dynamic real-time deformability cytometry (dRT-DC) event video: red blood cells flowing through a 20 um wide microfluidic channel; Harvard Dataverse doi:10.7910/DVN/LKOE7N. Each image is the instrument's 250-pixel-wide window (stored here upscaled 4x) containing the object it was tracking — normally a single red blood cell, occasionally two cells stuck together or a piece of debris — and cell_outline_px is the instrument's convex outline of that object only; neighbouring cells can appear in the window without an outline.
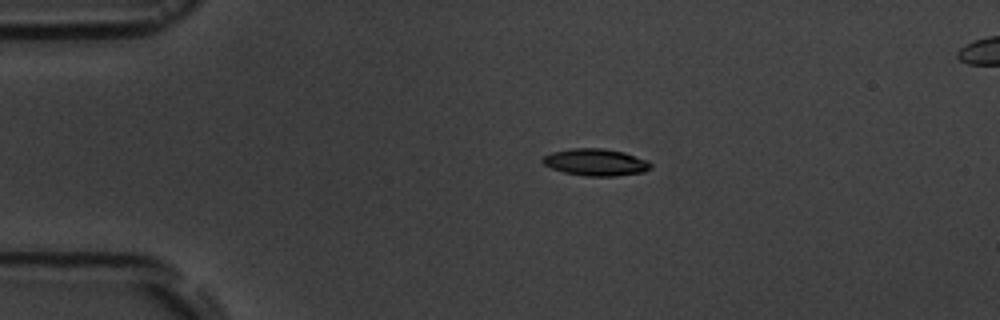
{"species": "common noctule bat (a hibernating species)", "species_latin": "Nyctalus noctula", "temperature_condition": "room temperature", "stored_images_in_passage": 9, "camera_frame_rate_fps": 3000, "um_per_image_px": 0.085, "animal": {"sex": "male", "body_mass_g": 19.5, "forearm_length_mm": 54.6}, "frame": {"image": 1, "passage_image": 2, "time_ms": 1.333, "image_size_px": [1000, 320], "cell_outline_px": [[652, 168], [644, 172], [616, 176], [584, 176], [564, 172], [552, 168], [544, 164], [540, 160], [544, 156], [552, 152], [572, 148], [604, 148], [624, 152], [648, 160], [652, 164]], "centroid_in_image_um": [50.66, 13.79], "position_along_channel_um": 34.3, "area_um2": 17.11}}
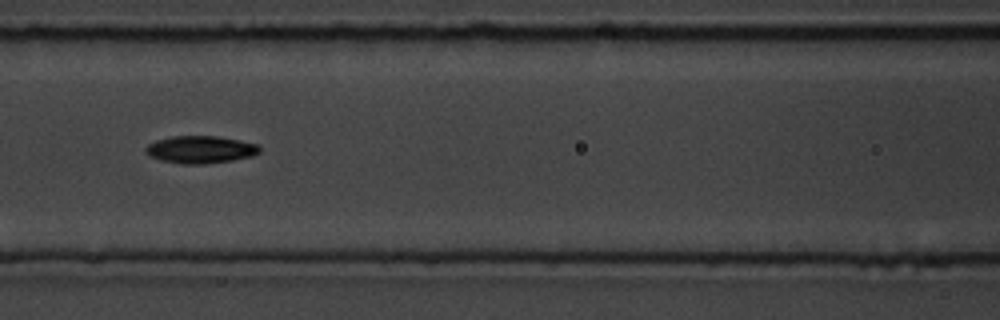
{"frame": {"image": 2, "passage_image": 6, "time_ms": 5.667, "image_size_px": [1000, 320], "cell_outline_px": [[260, 152], [252, 156], [232, 160], [204, 164], [180, 164], [160, 160], [148, 156], [144, 148], [148, 144], [156, 140], [172, 136], [220, 136], [260, 144]], "centroid_in_image_um": [17.04, 12.71], "position_along_channel_um": 149.6, "area_um2": 18.44}}
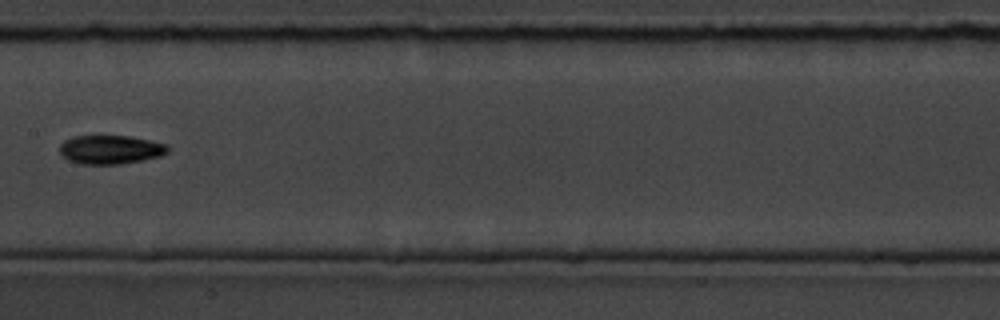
{"frame": {"image": 3, "passage_image": 7, "time_ms": 7.0, "image_size_px": [1000, 320], "cell_outline_px": [[168, 152], [160, 156], [120, 164], [80, 164], [68, 160], [60, 152], [60, 144], [64, 140], [72, 136], [128, 136], [168, 144]], "centroid_in_image_um": [9.37, 12.71], "position_along_channel_um": 198.0, "area_um2": 18.03}}